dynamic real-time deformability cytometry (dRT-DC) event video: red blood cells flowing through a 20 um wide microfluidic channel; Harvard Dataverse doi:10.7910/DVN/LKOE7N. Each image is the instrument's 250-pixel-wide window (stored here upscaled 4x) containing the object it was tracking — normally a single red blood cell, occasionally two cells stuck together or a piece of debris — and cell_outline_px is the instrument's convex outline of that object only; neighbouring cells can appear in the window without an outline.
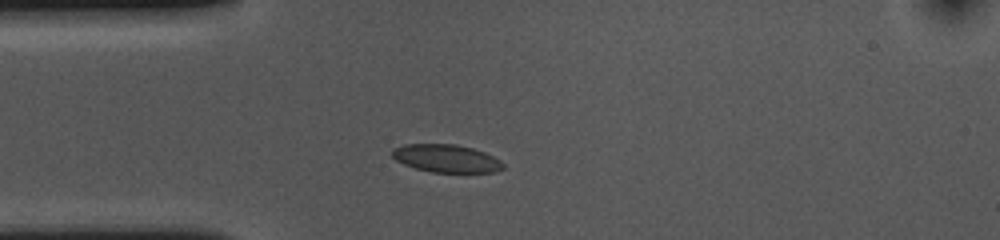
{"species": "common noctule bat (a hibernating species)", "species_latin": "Nyctalus noctula", "temperature_condition": "cold", "stored_images_in_passage": 42, "camera_frame_rate_fps": 3000, "um_per_image_px": 0.085, "animal": {"sex": "female", "body_mass_g": 10.0, "forearm_length_mm": 53.1}, "frame": {"image": 1, "passage_image": 8, "time_ms": 2.333, "image_size_px": [1000, 240], "cell_outline_px": [[504, 168], [496, 172], [432, 172], [416, 168], [404, 164], [396, 160], [392, 156], [392, 148], [404, 144], [456, 144], [472, 148], [484, 152], [500, 160], [504, 164]], "centroid_in_image_um": [37.93, 13.46], "position_along_channel_um": 47.1, "area_um2": 17.98}}
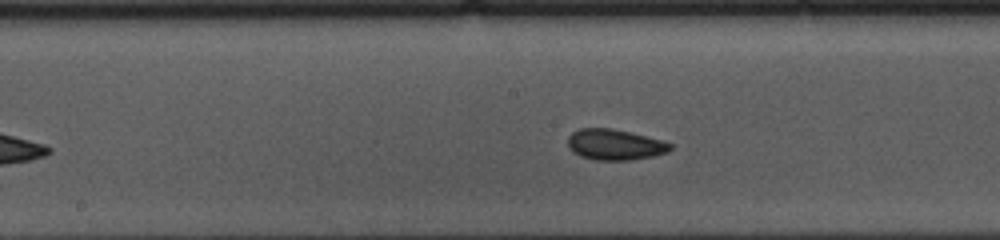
{"frame": {"image": 2, "passage_image": 21, "time_ms": 6.667, "image_size_px": [1000, 240], "cell_outline_px": [[672, 148], [668, 152], [652, 156], [632, 160], [596, 160], [580, 156], [572, 152], [568, 148], [568, 136], [572, 132], [580, 128], [612, 128], [632, 132], [664, 140], [672, 144]], "centroid_in_image_um": [52.26, 12.28], "position_along_channel_um": 195.9, "area_um2": 18.67}}
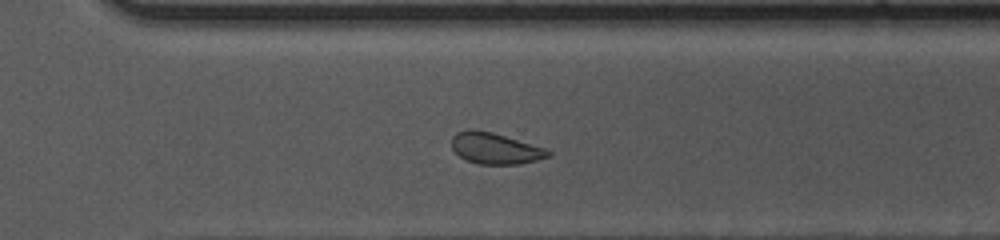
{"frame": {"image": 3, "passage_image": 32, "time_ms": 10.333, "image_size_px": [1000, 240], "cell_outline_px": [[552, 156], [520, 164], [480, 164], [468, 160], [460, 156], [452, 148], [452, 136], [456, 132], [468, 128], [472, 128], [492, 132], [544, 148], [552, 152]], "centroid_in_image_um": [42.08, 12.6], "position_along_channel_um": 328.5, "area_um2": 17.46}, "authors_computed_cell_mechanics": {"area_um2": 18.1781, "velocity_mm_per_s": 3.6257, "shape_relaxation_time_tau1_ms": 4.3391, "shape_relaxation_time_tau2_ms": 2.8339, "deformation_change_tau1": 0.0756, "deformation_change_tau2": 0.0765}}